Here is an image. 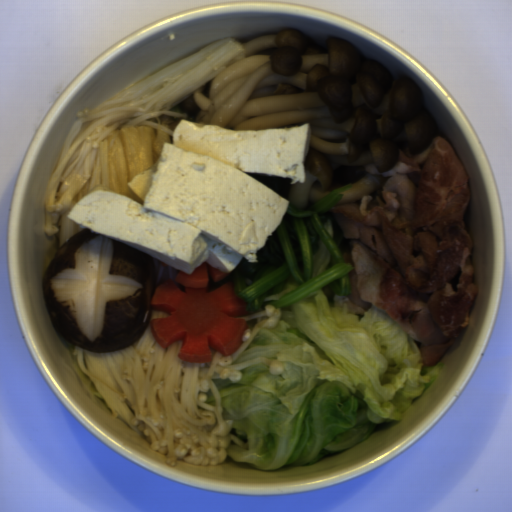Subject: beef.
I'll use <instances>...</instances> for the list:
<instances>
[{"instance_id":"obj_1","label":"beef","mask_w":512,"mask_h":512,"mask_svg":"<svg viewBox=\"0 0 512 512\" xmlns=\"http://www.w3.org/2000/svg\"><path fill=\"white\" fill-rule=\"evenodd\" d=\"M375 194L340 204L333 215L352 250L347 310H385L418 341L433 367L458 350L480 290L472 278L475 239L465 212L471 188L449 142L436 136L420 155L399 150Z\"/></svg>"}]
</instances>
